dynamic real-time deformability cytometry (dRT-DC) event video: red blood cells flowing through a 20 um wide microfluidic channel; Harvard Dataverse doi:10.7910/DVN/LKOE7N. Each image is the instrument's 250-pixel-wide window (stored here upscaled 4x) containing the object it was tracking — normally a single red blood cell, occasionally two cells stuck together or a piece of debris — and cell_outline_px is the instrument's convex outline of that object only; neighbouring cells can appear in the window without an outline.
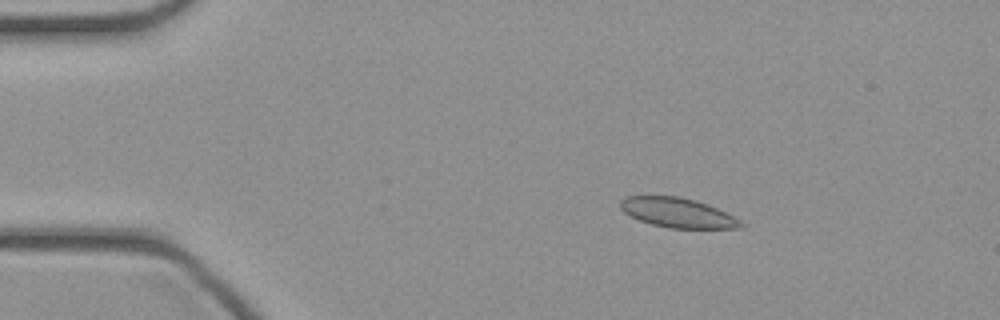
{"species": "common noctule bat (a hibernating species)", "species_latin": "Nyctalus noctula", "temperature_condition": "cold", "stored_images_in_passage": 39, "camera_frame_rate_fps": 3000, "um_per_image_px": 0.085, "animal": {"sex": "female", "body_mass_g": 21.9}, "frame": {"image": 1, "passage_image": 1, "time_ms": 0.0, "image_size_px": [1000, 320], "cell_outline_px": [[748, 224], [744, 228], [668, 228], [652, 224], [640, 220], [624, 212], [620, 208], [620, 200], [628, 196], [680, 196], [696, 200], [708, 204]], "centroid_in_image_um": [57.63, 18.08], "position_along_channel_um": 27.4, "area_um2": 20.81}}
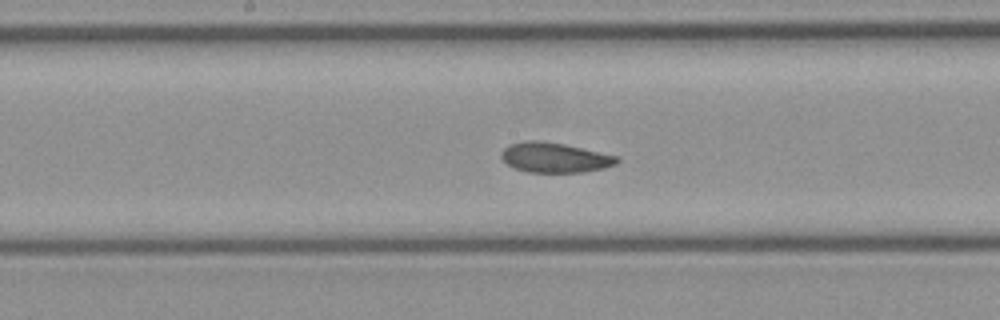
{"frame": {"image": 2, "passage_image": 17, "time_ms": 5.333, "image_size_px": [1000, 320], "cell_outline_px": [[620, 160], [616, 164], [604, 168], [584, 172], [528, 172], [516, 168], [508, 164], [500, 156], [500, 152], [508, 144], [524, 140], [540, 140], [564, 144], [620, 156]], "centroid_in_image_um": [47.16, 13.38], "position_along_channel_um": 201.0, "area_um2": 20.35}}
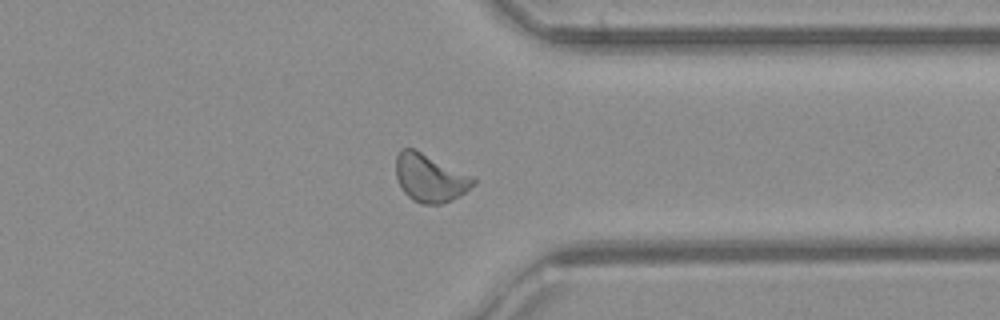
{"frame": {"image": 3, "passage_image": 29, "time_ms": 9.333, "image_size_px": [1000, 320], "cell_outline_px": [[476, 184], [460, 196], [444, 204], [420, 204], [412, 200], [404, 192], [396, 176], [396, 156], [400, 148], [412, 148], [472, 176], [476, 180]], "centroid_in_image_um": [36.55, 15.15], "position_along_channel_um": 374.9, "area_um2": 21.5}}